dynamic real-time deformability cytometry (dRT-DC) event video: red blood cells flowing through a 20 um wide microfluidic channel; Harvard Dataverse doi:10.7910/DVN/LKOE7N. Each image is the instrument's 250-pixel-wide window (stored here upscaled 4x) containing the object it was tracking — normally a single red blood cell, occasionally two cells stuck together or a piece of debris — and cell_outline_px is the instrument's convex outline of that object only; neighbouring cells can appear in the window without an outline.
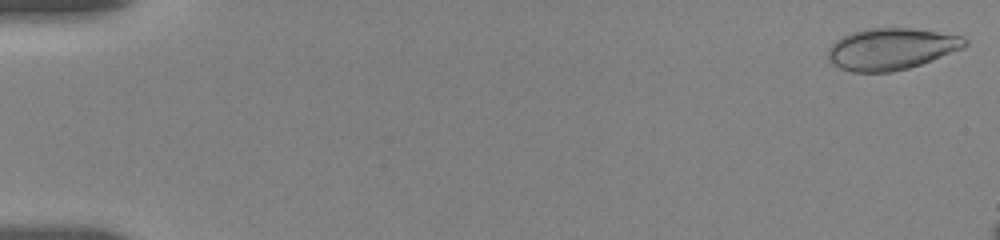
{"species": "human", "species_latin": "Homo sapiens", "temperature_condition": "room temperature", "stored_images_in_passage": 14, "camera_frame_rate_fps": 3000, "um_per_image_px": 0.085, "donor": {"sex": "female"}, "frame": {"image": 1, "passage_image": 1, "time_ms": 0.0, "image_size_px": [1000, 240], "cell_outline_px": [[968, 44], [964, 48], [920, 64], [908, 68], [892, 72], [852, 72], [840, 68], [832, 64], [828, 60], [828, 48], [836, 40], [852, 32], [868, 28], [912, 28], [964, 36], [968, 40]], "centroid_in_image_um": [75.76, 4.16], "position_along_channel_um": 9.2, "area_um2": 33.23}}